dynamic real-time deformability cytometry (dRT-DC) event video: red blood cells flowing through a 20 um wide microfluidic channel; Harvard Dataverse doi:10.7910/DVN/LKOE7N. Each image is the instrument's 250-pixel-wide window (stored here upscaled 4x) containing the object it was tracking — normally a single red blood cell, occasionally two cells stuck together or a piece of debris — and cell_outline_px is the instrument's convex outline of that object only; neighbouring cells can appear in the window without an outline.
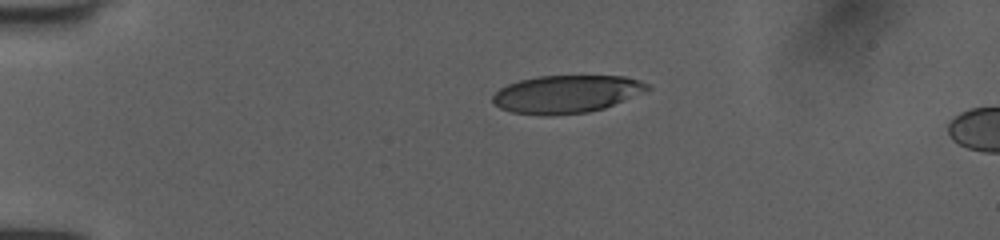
{"species": "human", "species_latin": "Homo sapiens", "temperature_condition": "room temperature", "stored_images_in_passage": 5, "camera_frame_rate_fps": 3000, "um_per_image_px": 0.085, "donor": {"sex": "female"}, "frame": {"image": 1, "passage_image": 1, "time_ms": 0.0, "image_size_px": [1000, 240], "cell_outline_px": [[652, 88], [644, 92], [604, 108], [588, 112], [548, 116], [544, 116], [512, 112], [500, 108], [492, 100], [492, 96], [500, 88], [508, 84], [520, 80], [540, 76], [624, 76], [640, 80], [648, 84]], "centroid_in_image_um": [48.15, 8.0], "position_along_channel_um": 36.8, "area_um2": 33.99}}